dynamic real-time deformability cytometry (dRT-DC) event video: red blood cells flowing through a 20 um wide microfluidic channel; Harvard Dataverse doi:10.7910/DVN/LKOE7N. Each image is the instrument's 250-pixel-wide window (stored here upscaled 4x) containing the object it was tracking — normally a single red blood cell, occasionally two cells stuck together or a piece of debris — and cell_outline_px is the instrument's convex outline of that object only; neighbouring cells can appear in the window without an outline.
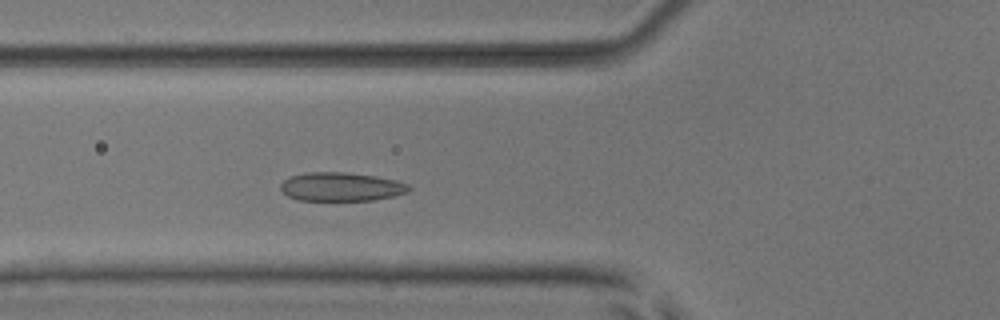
{"species": "common noctule bat (a hibernating species)", "species_latin": "Nyctalus noctula", "temperature_condition": "room temperature", "stored_images_in_passage": 32, "camera_frame_rate_fps": 3000, "um_per_image_px": 0.085, "animal": {"sex": "male", "body_mass_g": 17.9, "forearm_length_mm": 54.2}, "frame": {"image": 1, "passage_image": 8, "time_ms": 2.333, "image_size_px": [1000, 320], "cell_outline_px": [[412, 188], [408, 192], [392, 196], [372, 200], [296, 200], [288, 196], [280, 188], [280, 184], [288, 176], [308, 172], [344, 172], [376, 176], [396, 180], [408, 184]], "centroid_in_image_um": [28.98, 15.87], "position_along_channel_um": 96.8, "area_um2": 21.5}}
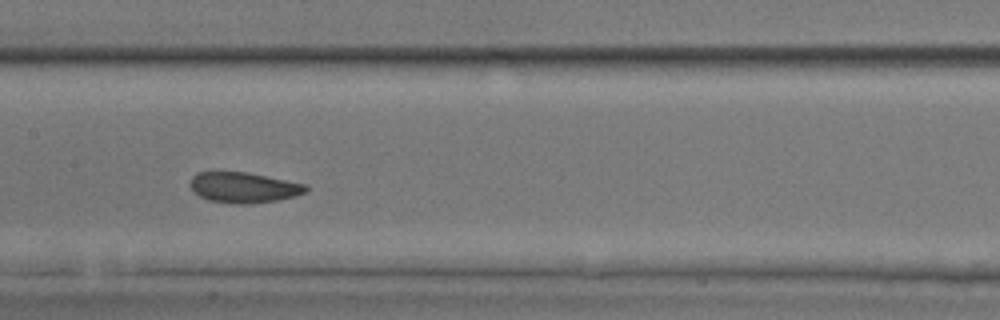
{"frame": {"image": 2, "passage_image": 15, "time_ms": 4.667, "image_size_px": [1000, 320], "cell_outline_px": [[308, 192], [296, 196], [276, 200], [244, 204], [236, 204], [208, 200], [200, 196], [188, 184], [192, 176], [196, 172], [248, 172], [304, 184], [308, 188]], "centroid_in_image_um": [20.7, 15.93], "position_along_channel_um": 186.7, "area_um2": 20.46}}
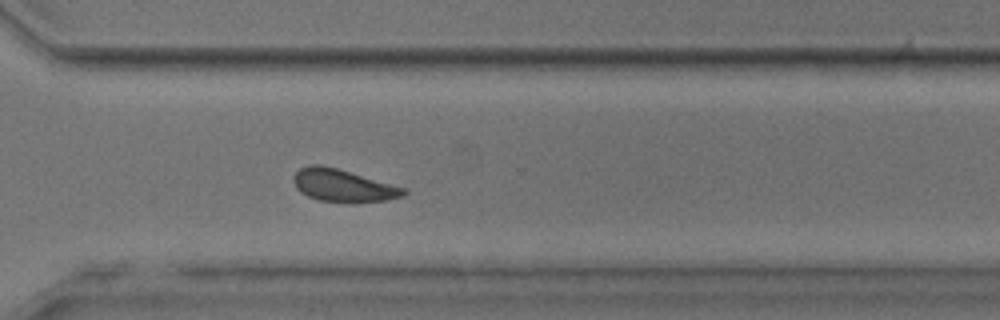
{"frame": {"image": 3, "passage_image": 27, "time_ms": 8.667, "image_size_px": [1000, 320], "cell_outline_px": [[408, 192], [404, 196], [384, 200], [356, 204], [320, 200], [308, 196], [300, 192], [296, 188], [292, 180], [292, 176], [300, 168], [312, 164], [320, 164], [336, 168], [408, 188]], "centroid_in_image_um": [29.18, 15.79], "position_along_channel_um": 341.4, "area_um2": 21.21}, "authors_computed_cell_mechanics": {"area_um2": 21.0103, "velocity_mm_per_s": 3.8648, "shape_relaxation_time_tau1_ms": null, "shape_relaxation_time_tau2_ms": 2.5653, "deformation_change_tau1": null, "deformation_change_tau2": 0.0606}}